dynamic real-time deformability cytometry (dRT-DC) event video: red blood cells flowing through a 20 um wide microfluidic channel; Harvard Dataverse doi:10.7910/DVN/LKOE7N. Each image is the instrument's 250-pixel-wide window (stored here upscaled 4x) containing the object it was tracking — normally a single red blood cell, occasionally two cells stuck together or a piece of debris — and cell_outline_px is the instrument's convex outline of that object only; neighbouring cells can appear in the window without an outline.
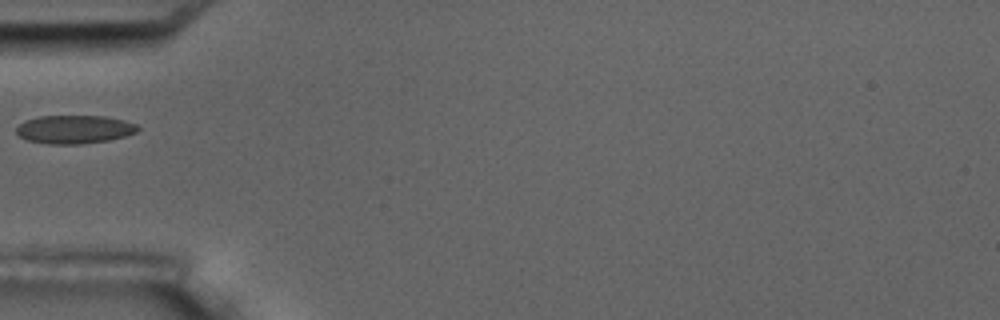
{"species": "common noctule bat (a hibernating species)", "species_latin": "Nyctalus noctula", "temperature_condition": "room temperature", "stored_images_in_passage": 1, "camera_frame_rate_fps": 3000, "um_per_image_px": 0.085, "animal": {"sex": "male", "body_mass_g": 17.5, "forearm_length_mm": 52.3}, "frame": {"image": 1, "passage_image": 1, "time_ms": 0.0, "image_size_px": [1000, 320], "cell_outline_px": [[140, 128], [136, 132], [124, 136], [108, 140], [80, 144], [48, 144], [28, 140], [20, 136], [16, 132], [16, 128], [24, 120], [40, 116], [104, 116], [124, 120], [136, 124]], "centroid_in_image_um": [6.32, 10.99], "position_along_channel_um": 78.7, "area_um2": 20.0}}